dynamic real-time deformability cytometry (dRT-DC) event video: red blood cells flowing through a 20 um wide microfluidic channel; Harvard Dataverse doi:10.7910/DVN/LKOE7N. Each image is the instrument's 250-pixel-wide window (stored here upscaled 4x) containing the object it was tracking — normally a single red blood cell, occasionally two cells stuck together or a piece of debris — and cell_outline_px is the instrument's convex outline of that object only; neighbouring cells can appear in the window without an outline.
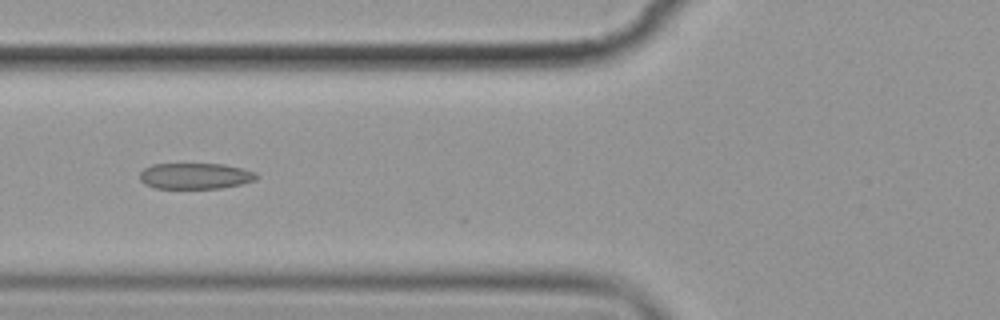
{"species": "common noctule bat (a hibernating species)", "species_latin": "Nyctalus noctula", "temperature_condition": "cold", "stored_images_in_passage": 9, "camera_frame_rate_fps": 3000, "um_per_image_px": 0.085, "animal": {"sex": "female", "body_mass_g": 19.9}, "frame": {"image": 1, "passage_image": 6, "time_ms": 6.667, "image_size_px": [1000, 320], "cell_outline_px": [[260, 176], [256, 180], [240, 184], [220, 188], [156, 188], [144, 184], [140, 180], [140, 172], [144, 168], [152, 164], [224, 164], [256, 172]], "centroid_in_image_um": [16.6, 14.95], "position_along_channel_um": 109.2, "area_um2": 17.69}}
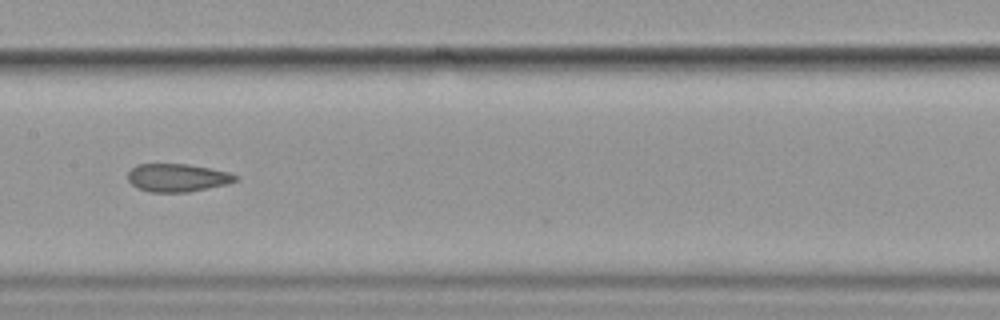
{"frame": {"image": 2, "passage_image": 8, "time_ms": 9.0, "image_size_px": [1000, 320], "cell_outline_px": [[240, 180], [228, 184], [188, 192], [148, 192], [136, 188], [128, 180], [128, 172], [136, 164], [188, 164], [228, 172], [240, 176]], "centroid_in_image_um": [15.09, 15.11], "position_along_channel_um": 192.3, "area_um2": 17.74}}
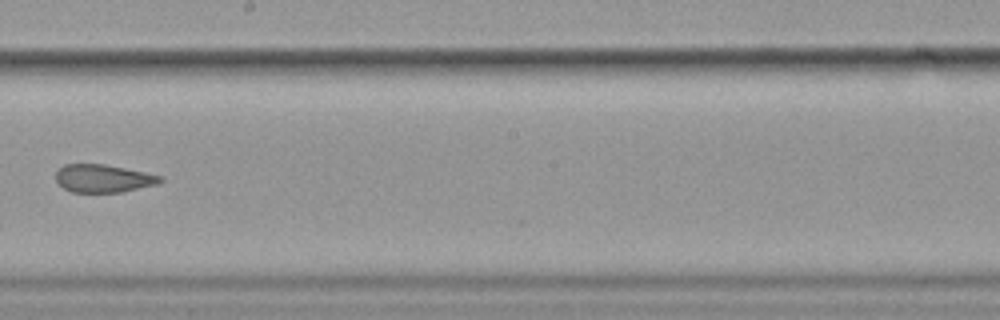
{"frame": {"image": 3, "passage_image": 9, "time_ms": 10.333, "image_size_px": [1000, 320], "cell_outline_px": [[164, 180], [156, 184], [120, 192], [72, 192], [64, 188], [56, 180], [56, 172], [64, 164], [104, 164], [144, 172], [160, 176]], "centroid_in_image_um": [8.75, 15.16], "position_along_channel_um": 239.5, "area_um2": 16.7}}